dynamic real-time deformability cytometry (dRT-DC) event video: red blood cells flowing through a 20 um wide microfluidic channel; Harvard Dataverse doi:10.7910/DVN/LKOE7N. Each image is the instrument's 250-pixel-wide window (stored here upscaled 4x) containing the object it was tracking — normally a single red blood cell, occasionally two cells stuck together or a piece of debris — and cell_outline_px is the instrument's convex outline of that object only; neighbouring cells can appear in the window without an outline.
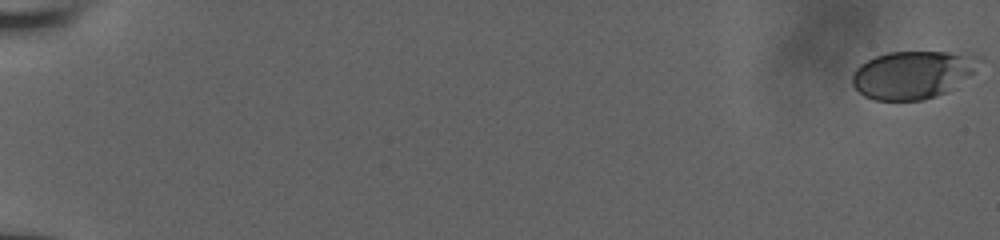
{"species": "human", "species_latin": "Homo sapiens", "temperature_condition": "room temperature", "stored_images_in_passage": 22, "camera_frame_rate_fps": 3000, "um_per_image_px": 0.085, "donor": {"sex": "male"}, "frame": {"image": 1, "passage_image": 1, "time_ms": 0.0, "image_size_px": [1000, 240], "cell_outline_px": [[980, 56], [972, 72], [968, 76], [944, 92], [936, 96], [924, 100], [876, 100], [864, 96], [852, 84], [852, 76], [856, 68], [860, 64], [876, 56], [888, 52], [948, 52]], "centroid_in_image_um": [77.5, 6.35], "position_along_channel_um": 7.5, "area_um2": 34.68}}
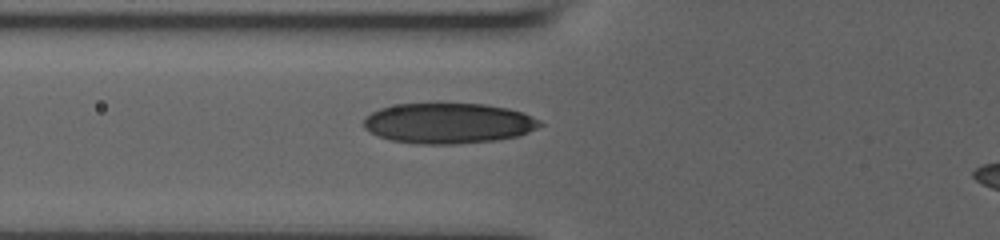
{"frame": {"image": 2, "passage_image": 17, "time_ms": 8.0, "image_size_px": [1000, 240], "cell_outline_px": [[544, 124], [528, 132], [516, 136], [492, 140], [452, 144], [416, 144], [392, 140], [380, 136], [364, 128], [364, 120], [372, 112], [380, 108], [396, 104], [484, 104], [508, 108], [520, 112], [540, 120]], "centroid_in_image_um": [38.1, 10.47], "position_along_channel_um": 87.7, "area_um2": 41.04}}
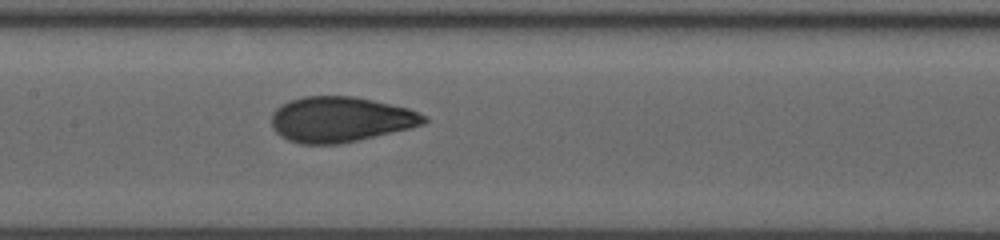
{"frame": {"image": 3, "passage_image": 22, "time_ms": 10.333, "image_size_px": [1000, 240], "cell_outline_px": [[428, 120], [424, 124], [412, 128], [340, 144], [300, 144], [288, 140], [280, 136], [272, 128], [272, 112], [280, 104], [288, 100], [304, 96], [352, 96], [372, 100], [408, 108], [428, 116]], "centroid_in_image_um": [28.93, 10.15], "position_along_channel_um": 178.5, "area_um2": 40.58}}